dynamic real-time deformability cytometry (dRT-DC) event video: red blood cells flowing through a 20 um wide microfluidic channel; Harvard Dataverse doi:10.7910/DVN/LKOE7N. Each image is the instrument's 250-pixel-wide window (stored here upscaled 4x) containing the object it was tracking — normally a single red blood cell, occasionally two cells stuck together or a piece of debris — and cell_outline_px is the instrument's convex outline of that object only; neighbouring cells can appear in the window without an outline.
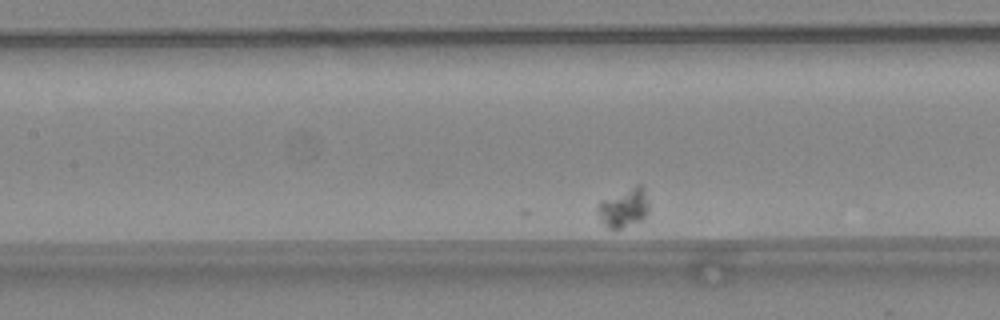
{"species": "common noctule bat (a hibernating species)", "species_latin": "Nyctalus noctula", "temperature_condition": "warm", "stored_images_in_passage": 29, "camera_frame_rate_fps": 3000, "um_per_image_px": 0.085, "animal": {"sex": "female", "body_mass_g": 24.6, "forearm_length_mm": 56.2}, "frame": {"image": 1, "passage_image": 10, "time_ms": 3.0, "image_size_px": [1000, 320], "cell_outline_px": [[648, 212], [644, 220], [620, 228], [608, 228], [600, 220], [596, 212], [596, 208], [604, 200], [636, 184], [640, 184], [644, 188], [648, 204]], "centroid_in_image_um": [53.05, 17.67], "position_along_channel_um": 154.3, "area_um2": 11.5}}
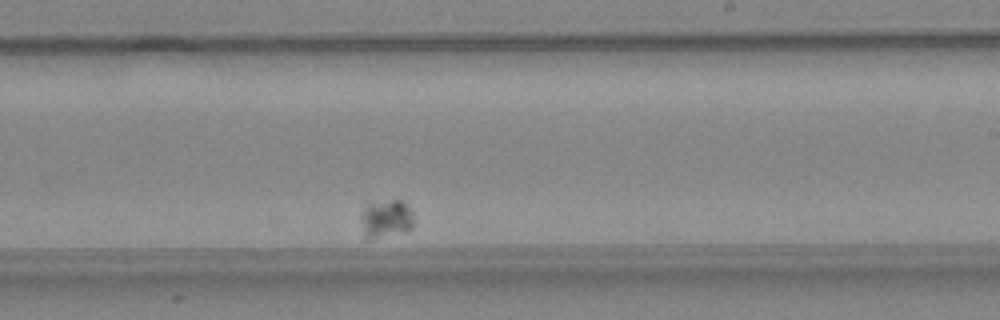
{"frame": {"image": 2, "passage_image": 19, "time_ms": 6.0, "image_size_px": [1000, 320], "cell_outline_px": [[416, 220], [412, 228], [368, 240], [364, 240], [360, 220], [360, 216], [368, 204], [392, 200], [400, 200], [412, 212]], "centroid_in_image_um": [32.79, 18.62], "position_along_channel_um": 256.2, "area_um2": 11.62}}
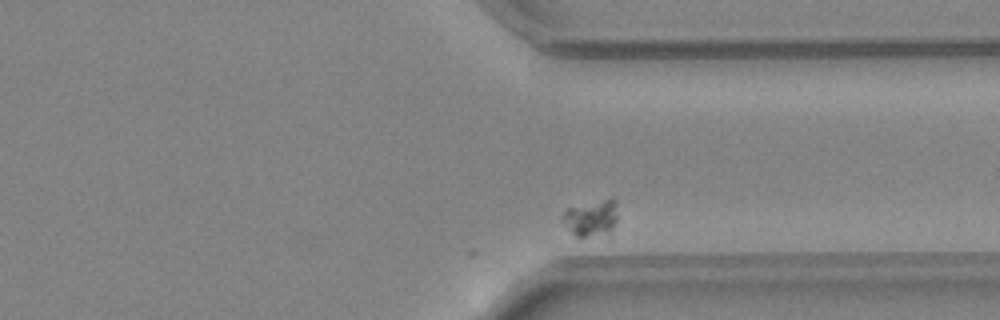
{"frame": {"image": 3, "passage_image": 28, "time_ms": 9.0, "image_size_px": [1000, 320], "cell_outline_px": [[616, 220], [612, 228], [608, 232], [584, 236], [576, 236], [564, 224], [560, 216], [568, 208], [612, 196], [616, 200]], "centroid_in_image_um": [50.25, 18.47], "position_along_channel_um": 361.1, "area_um2": 11.44}}